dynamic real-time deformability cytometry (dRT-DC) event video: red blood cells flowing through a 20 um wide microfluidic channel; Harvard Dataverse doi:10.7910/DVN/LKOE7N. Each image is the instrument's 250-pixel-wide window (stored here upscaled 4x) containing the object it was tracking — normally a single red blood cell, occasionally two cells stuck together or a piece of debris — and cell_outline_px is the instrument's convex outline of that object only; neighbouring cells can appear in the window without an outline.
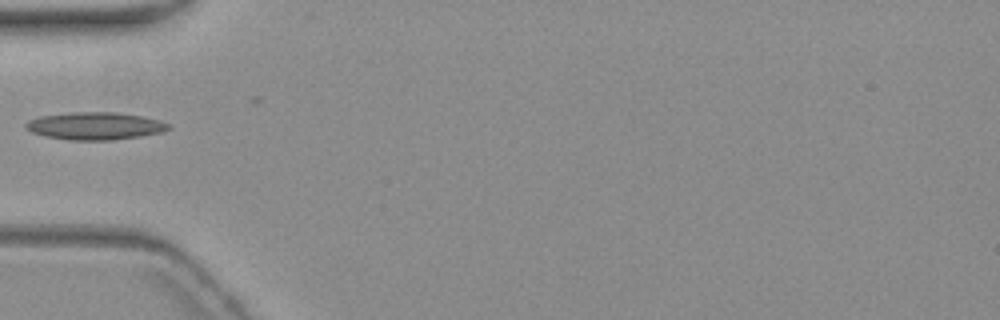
{"species": "common noctule bat (a hibernating species)", "species_latin": "Nyctalus noctula", "temperature_condition": "warm", "stored_images_in_passage": 3, "camera_frame_rate_fps": 3000, "um_per_image_px": 0.085, "animal": {"sex": "female", "body_mass_g": 19.3, "forearm_length_mm": 54.1}, "frame": {"image": 1, "passage_image": 3, "time_ms": 2.333, "image_size_px": [1000, 320], "cell_outline_px": [[172, 128], [160, 132], [140, 136], [112, 140], [68, 140], [44, 136], [32, 132], [24, 124], [28, 120], [40, 116], [76, 112], [116, 112], [140, 116], [160, 120], [168, 124]], "centroid_in_image_um": [8.07, 10.71], "position_along_channel_um": 76.9, "area_um2": 22.72}}